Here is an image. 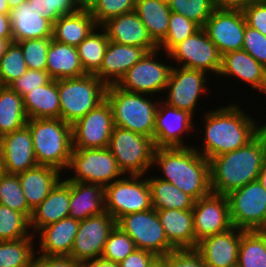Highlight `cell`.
I'll return each instance as SVG.
<instances>
[{
    "mask_svg": "<svg viewBox=\"0 0 266 267\" xmlns=\"http://www.w3.org/2000/svg\"><path fill=\"white\" fill-rule=\"evenodd\" d=\"M73 173L67 180L98 184L102 187L121 179L124 174L117 165L108 147L81 149L73 148L67 172Z\"/></svg>",
    "mask_w": 266,
    "mask_h": 267,
    "instance_id": "9",
    "label": "cell"
},
{
    "mask_svg": "<svg viewBox=\"0 0 266 267\" xmlns=\"http://www.w3.org/2000/svg\"><path fill=\"white\" fill-rule=\"evenodd\" d=\"M70 186L63 178L48 196L33 209L30 230L35 235L41 228L69 217Z\"/></svg>",
    "mask_w": 266,
    "mask_h": 267,
    "instance_id": "27",
    "label": "cell"
},
{
    "mask_svg": "<svg viewBox=\"0 0 266 267\" xmlns=\"http://www.w3.org/2000/svg\"><path fill=\"white\" fill-rule=\"evenodd\" d=\"M96 27L90 11L78 10L59 17L53 23L52 39L77 47Z\"/></svg>",
    "mask_w": 266,
    "mask_h": 267,
    "instance_id": "33",
    "label": "cell"
},
{
    "mask_svg": "<svg viewBox=\"0 0 266 267\" xmlns=\"http://www.w3.org/2000/svg\"><path fill=\"white\" fill-rule=\"evenodd\" d=\"M266 122V120H265ZM260 133L265 137L266 139V123L260 125Z\"/></svg>",
    "mask_w": 266,
    "mask_h": 267,
    "instance_id": "64",
    "label": "cell"
},
{
    "mask_svg": "<svg viewBox=\"0 0 266 267\" xmlns=\"http://www.w3.org/2000/svg\"><path fill=\"white\" fill-rule=\"evenodd\" d=\"M195 249L202 239L233 227L227 196L211 192L194 202L192 209Z\"/></svg>",
    "mask_w": 266,
    "mask_h": 267,
    "instance_id": "18",
    "label": "cell"
},
{
    "mask_svg": "<svg viewBox=\"0 0 266 267\" xmlns=\"http://www.w3.org/2000/svg\"><path fill=\"white\" fill-rule=\"evenodd\" d=\"M51 80L47 71L28 69L21 77L12 81L8 87L21 97L36 87L47 84Z\"/></svg>",
    "mask_w": 266,
    "mask_h": 267,
    "instance_id": "49",
    "label": "cell"
},
{
    "mask_svg": "<svg viewBox=\"0 0 266 267\" xmlns=\"http://www.w3.org/2000/svg\"><path fill=\"white\" fill-rule=\"evenodd\" d=\"M27 121L23 97L4 86L0 90V137L23 128Z\"/></svg>",
    "mask_w": 266,
    "mask_h": 267,
    "instance_id": "36",
    "label": "cell"
},
{
    "mask_svg": "<svg viewBox=\"0 0 266 267\" xmlns=\"http://www.w3.org/2000/svg\"><path fill=\"white\" fill-rule=\"evenodd\" d=\"M155 257L150 251L135 249L119 263V267H148Z\"/></svg>",
    "mask_w": 266,
    "mask_h": 267,
    "instance_id": "54",
    "label": "cell"
},
{
    "mask_svg": "<svg viewBox=\"0 0 266 267\" xmlns=\"http://www.w3.org/2000/svg\"><path fill=\"white\" fill-rule=\"evenodd\" d=\"M63 178L70 186V218L81 221L105 211L104 187L98 184L68 181L64 175Z\"/></svg>",
    "mask_w": 266,
    "mask_h": 267,
    "instance_id": "28",
    "label": "cell"
},
{
    "mask_svg": "<svg viewBox=\"0 0 266 267\" xmlns=\"http://www.w3.org/2000/svg\"><path fill=\"white\" fill-rule=\"evenodd\" d=\"M168 267H207L195 249L174 250L167 254Z\"/></svg>",
    "mask_w": 266,
    "mask_h": 267,
    "instance_id": "52",
    "label": "cell"
},
{
    "mask_svg": "<svg viewBox=\"0 0 266 267\" xmlns=\"http://www.w3.org/2000/svg\"><path fill=\"white\" fill-rule=\"evenodd\" d=\"M116 225L132 238L136 249L150 251L156 256H165L176 250L168 242L157 211L153 208L124 215Z\"/></svg>",
    "mask_w": 266,
    "mask_h": 267,
    "instance_id": "11",
    "label": "cell"
},
{
    "mask_svg": "<svg viewBox=\"0 0 266 267\" xmlns=\"http://www.w3.org/2000/svg\"><path fill=\"white\" fill-rule=\"evenodd\" d=\"M2 172V164H1V150H0V173Z\"/></svg>",
    "mask_w": 266,
    "mask_h": 267,
    "instance_id": "65",
    "label": "cell"
},
{
    "mask_svg": "<svg viewBox=\"0 0 266 267\" xmlns=\"http://www.w3.org/2000/svg\"><path fill=\"white\" fill-rule=\"evenodd\" d=\"M168 54L176 63L172 66L211 72L212 76H218L221 68L222 55L203 28L176 44Z\"/></svg>",
    "mask_w": 266,
    "mask_h": 267,
    "instance_id": "13",
    "label": "cell"
},
{
    "mask_svg": "<svg viewBox=\"0 0 266 267\" xmlns=\"http://www.w3.org/2000/svg\"><path fill=\"white\" fill-rule=\"evenodd\" d=\"M257 180L266 189V161L262 165V168L260 170V173L258 175V179Z\"/></svg>",
    "mask_w": 266,
    "mask_h": 267,
    "instance_id": "60",
    "label": "cell"
},
{
    "mask_svg": "<svg viewBox=\"0 0 266 267\" xmlns=\"http://www.w3.org/2000/svg\"><path fill=\"white\" fill-rule=\"evenodd\" d=\"M211 74H207L201 70L188 69L179 66H173L169 81L166 85L165 92L167 93L165 99L162 100L168 105L174 106L181 110H186L192 113L196 112L197 104L200 98L205 96L210 91L207 86ZM202 95V96H201Z\"/></svg>",
    "mask_w": 266,
    "mask_h": 267,
    "instance_id": "14",
    "label": "cell"
},
{
    "mask_svg": "<svg viewBox=\"0 0 266 267\" xmlns=\"http://www.w3.org/2000/svg\"><path fill=\"white\" fill-rule=\"evenodd\" d=\"M148 51L109 40L100 70L95 74L106 86L116 85Z\"/></svg>",
    "mask_w": 266,
    "mask_h": 267,
    "instance_id": "24",
    "label": "cell"
},
{
    "mask_svg": "<svg viewBox=\"0 0 266 267\" xmlns=\"http://www.w3.org/2000/svg\"><path fill=\"white\" fill-rule=\"evenodd\" d=\"M13 42L36 38H52L53 22L44 18L28 0L10 10Z\"/></svg>",
    "mask_w": 266,
    "mask_h": 267,
    "instance_id": "26",
    "label": "cell"
},
{
    "mask_svg": "<svg viewBox=\"0 0 266 267\" xmlns=\"http://www.w3.org/2000/svg\"><path fill=\"white\" fill-rule=\"evenodd\" d=\"M32 235L30 220L22 213L0 204V241H12Z\"/></svg>",
    "mask_w": 266,
    "mask_h": 267,
    "instance_id": "41",
    "label": "cell"
},
{
    "mask_svg": "<svg viewBox=\"0 0 266 267\" xmlns=\"http://www.w3.org/2000/svg\"><path fill=\"white\" fill-rule=\"evenodd\" d=\"M104 208L116 222L124 215L152 209L147 177L124 175L104 187Z\"/></svg>",
    "mask_w": 266,
    "mask_h": 267,
    "instance_id": "8",
    "label": "cell"
},
{
    "mask_svg": "<svg viewBox=\"0 0 266 267\" xmlns=\"http://www.w3.org/2000/svg\"><path fill=\"white\" fill-rule=\"evenodd\" d=\"M26 126L32 135L38 165L67 173L71 159L72 126L60 118L28 119Z\"/></svg>",
    "mask_w": 266,
    "mask_h": 267,
    "instance_id": "4",
    "label": "cell"
},
{
    "mask_svg": "<svg viewBox=\"0 0 266 267\" xmlns=\"http://www.w3.org/2000/svg\"><path fill=\"white\" fill-rule=\"evenodd\" d=\"M0 38L13 40L12 28L9 14L0 13Z\"/></svg>",
    "mask_w": 266,
    "mask_h": 267,
    "instance_id": "56",
    "label": "cell"
},
{
    "mask_svg": "<svg viewBox=\"0 0 266 267\" xmlns=\"http://www.w3.org/2000/svg\"><path fill=\"white\" fill-rule=\"evenodd\" d=\"M253 1L255 0H211L214 9L241 11H243Z\"/></svg>",
    "mask_w": 266,
    "mask_h": 267,
    "instance_id": "55",
    "label": "cell"
},
{
    "mask_svg": "<svg viewBox=\"0 0 266 267\" xmlns=\"http://www.w3.org/2000/svg\"><path fill=\"white\" fill-rule=\"evenodd\" d=\"M235 103L205 111L202 146L192 145L208 161L246 146L260 133L259 121ZM202 148V149H201Z\"/></svg>",
    "mask_w": 266,
    "mask_h": 267,
    "instance_id": "1",
    "label": "cell"
},
{
    "mask_svg": "<svg viewBox=\"0 0 266 267\" xmlns=\"http://www.w3.org/2000/svg\"><path fill=\"white\" fill-rule=\"evenodd\" d=\"M11 42H13V40H7V39H1L0 38V60L3 57V55L5 54L8 46L10 45Z\"/></svg>",
    "mask_w": 266,
    "mask_h": 267,
    "instance_id": "61",
    "label": "cell"
},
{
    "mask_svg": "<svg viewBox=\"0 0 266 267\" xmlns=\"http://www.w3.org/2000/svg\"><path fill=\"white\" fill-rule=\"evenodd\" d=\"M38 256V257H37ZM33 267H83L70 256L36 255Z\"/></svg>",
    "mask_w": 266,
    "mask_h": 267,
    "instance_id": "53",
    "label": "cell"
},
{
    "mask_svg": "<svg viewBox=\"0 0 266 267\" xmlns=\"http://www.w3.org/2000/svg\"><path fill=\"white\" fill-rule=\"evenodd\" d=\"M28 70L22 48L11 42L0 60V78L4 86L21 77Z\"/></svg>",
    "mask_w": 266,
    "mask_h": 267,
    "instance_id": "43",
    "label": "cell"
},
{
    "mask_svg": "<svg viewBox=\"0 0 266 267\" xmlns=\"http://www.w3.org/2000/svg\"><path fill=\"white\" fill-rule=\"evenodd\" d=\"M201 27L185 16L171 12L166 37L158 49L168 53L176 44L197 32Z\"/></svg>",
    "mask_w": 266,
    "mask_h": 267,
    "instance_id": "42",
    "label": "cell"
},
{
    "mask_svg": "<svg viewBox=\"0 0 266 267\" xmlns=\"http://www.w3.org/2000/svg\"><path fill=\"white\" fill-rule=\"evenodd\" d=\"M168 242L176 249H195L192 209L156 210Z\"/></svg>",
    "mask_w": 266,
    "mask_h": 267,
    "instance_id": "30",
    "label": "cell"
},
{
    "mask_svg": "<svg viewBox=\"0 0 266 267\" xmlns=\"http://www.w3.org/2000/svg\"><path fill=\"white\" fill-rule=\"evenodd\" d=\"M4 87L2 81H1V78H0V90Z\"/></svg>",
    "mask_w": 266,
    "mask_h": 267,
    "instance_id": "66",
    "label": "cell"
},
{
    "mask_svg": "<svg viewBox=\"0 0 266 267\" xmlns=\"http://www.w3.org/2000/svg\"><path fill=\"white\" fill-rule=\"evenodd\" d=\"M246 20L241 10L214 9L202 27L221 55L242 50Z\"/></svg>",
    "mask_w": 266,
    "mask_h": 267,
    "instance_id": "19",
    "label": "cell"
},
{
    "mask_svg": "<svg viewBox=\"0 0 266 267\" xmlns=\"http://www.w3.org/2000/svg\"><path fill=\"white\" fill-rule=\"evenodd\" d=\"M135 12L158 45L167 34L171 10L168 0H136Z\"/></svg>",
    "mask_w": 266,
    "mask_h": 267,
    "instance_id": "34",
    "label": "cell"
},
{
    "mask_svg": "<svg viewBox=\"0 0 266 267\" xmlns=\"http://www.w3.org/2000/svg\"><path fill=\"white\" fill-rule=\"evenodd\" d=\"M261 230L262 231H266V225Z\"/></svg>",
    "mask_w": 266,
    "mask_h": 267,
    "instance_id": "67",
    "label": "cell"
},
{
    "mask_svg": "<svg viewBox=\"0 0 266 267\" xmlns=\"http://www.w3.org/2000/svg\"><path fill=\"white\" fill-rule=\"evenodd\" d=\"M240 242L241 229L233 226L202 239L195 250L207 267H237Z\"/></svg>",
    "mask_w": 266,
    "mask_h": 267,
    "instance_id": "21",
    "label": "cell"
},
{
    "mask_svg": "<svg viewBox=\"0 0 266 267\" xmlns=\"http://www.w3.org/2000/svg\"><path fill=\"white\" fill-rule=\"evenodd\" d=\"M243 50L248 52L256 61L266 68V36L256 29L246 25Z\"/></svg>",
    "mask_w": 266,
    "mask_h": 267,
    "instance_id": "50",
    "label": "cell"
},
{
    "mask_svg": "<svg viewBox=\"0 0 266 267\" xmlns=\"http://www.w3.org/2000/svg\"><path fill=\"white\" fill-rule=\"evenodd\" d=\"M194 115L159 101L155 114L153 141L156 148L189 147L184 135L195 131ZM185 133V134H184Z\"/></svg>",
    "mask_w": 266,
    "mask_h": 267,
    "instance_id": "17",
    "label": "cell"
},
{
    "mask_svg": "<svg viewBox=\"0 0 266 267\" xmlns=\"http://www.w3.org/2000/svg\"><path fill=\"white\" fill-rule=\"evenodd\" d=\"M46 71L53 80L78 78L87 74L78 56L77 47L53 39L47 54Z\"/></svg>",
    "mask_w": 266,
    "mask_h": 267,
    "instance_id": "31",
    "label": "cell"
},
{
    "mask_svg": "<svg viewBox=\"0 0 266 267\" xmlns=\"http://www.w3.org/2000/svg\"><path fill=\"white\" fill-rule=\"evenodd\" d=\"M108 149L124 175H145L153 171L156 147L152 138L114 126Z\"/></svg>",
    "mask_w": 266,
    "mask_h": 267,
    "instance_id": "7",
    "label": "cell"
},
{
    "mask_svg": "<svg viewBox=\"0 0 266 267\" xmlns=\"http://www.w3.org/2000/svg\"><path fill=\"white\" fill-rule=\"evenodd\" d=\"M0 13L10 14V8L8 6L7 0H0Z\"/></svg>",
    "mask_w": 266,
    "mask_h": 267,
    "instance_id": "62",
    "label": "cell"
},
{
    "mask_svg": "<svg viewBox=\"0 0 266 267\" xmlns=\"http://www.w3.org/2000/svg\"><path fill=\"white\" fill-rule=\"evenodd\" d=\"M149 174L150 173H148L149 178L147 177V180L151 191L153 209H193L195 200L191 196L170 182L157 178L156 176L158 174L155 176L151 174L153 177H150Z\"/></svg>",
    "mask_w": 266,
    "mask_h": 267,
    "instance_id": "35",
    "label": "cell"
},
{
    "mask_svg": "<svg viewBox=\"0 0 266 267\" xmlns=\"http://www.w3.org/2000/svg\"><path fill=\"white\" fill-rule=\"evenodd\" d=\"M246 24L266 36V0H255L244 10Z\"/></svg>",
    "mask_w": 266,
    "mask_h": 267,
    "instance_id": "51",
    "label": "cell"
},
{
    "mask_svg": "<svg viewBox=\"0 0 266 267\" xmlns=\"http://www.w3.org/2000/svg\"><path fill=\"white\" fill-rule=\"evenodd\" d=\"M152 167L160 169L157 178L175 185L195 201L212 192L210 163L193 146L156 148Z\"/></svg>",
    "mask_w": 266,
    "mask_h": 267,
    "instance_id": "2",
    "label": "cell"
},
{
    "mask_svg": "<svg viewBox=\"0 0 266 267\" xmlns=\"http://www.w3.org/2000/svg\"><path fill=\"white\" fill-rule=\"evenodd\" d=\"M56 168L36 165L29 170L18 173V178L28 206L36 208L63 178Z\"/></svg>",
    "mask_w": 266,
    "mask_h": 267,
    "instance_id": "29",
    "label": "cell"
},
{
    "mask_svg": "<svg viewBox=\"0 0 266 267\" xmlns=\"http://www.w3.org/2000/svg\"><path fill=\"white\" fill-rule=\"evenodd\" d=\"M162 52L160 49L147 52L123 75L116 86L132 93L151 94V96L155 94L159 96L157 93L164 94L173 66H171L168 53L163 52L165 60L167 62L169 60L170 64L159 59V55L163 54Z\"/></svg>",
    "mask_w": 266,
    "mask_h": 267,
    "instance_id": "10",
    "label": "cell"
},
{
    "mask_svg": "<svg viewBox=\"0 0 266 267\" xmlns=\"http://www.w3.org/2000/svg\"><path fill=\"white\" fill-rule=\"evenodd\" d=\"M106 89L94 74L58 79L60 119L72 125L105 100Z\"/></svg>",
    "mask_w": 266,
    "mask_h": 267,
    "instance_id": "6",
    "label": "cell"
},
{
    "mask_svg": "<svg viewBox=\"0 0 266 267\" xmlns=\"http://www.w3.org/2000/svg\"><path fill=\"white\" fill-rule=\"evenodd\" d=\"M100 27L112 42L145 48L148 52L158 49L135 11L113 17Z\"/></svg>",
    "mask_w": 266,
    "mask_h": 267,
    "instance_id": "23",
    "label": "cell"
},
{
    "mask_svg": "<svg viewBox=\"0 0 266 267\" xmlns=\"http://www.w3.org/2000/svg\"><path fill=\"white\" fill-rule=\"evenodd\" d=\"M83 267H119L118 263L99 257L87 262Z\"/></svg>",
    "mask_w": 266,
    "mask_h": 267,
    "instance_id": "57",
    "label": "cell"
},
{
    "mask_svg": "<svg viewBox=\"0 0 266 267\" xmlns=\"http://www.w3.org/2000/svg\"><path fill=\"white\" fill-rule=\"evenodd\" d=\"M52 38H36L17 42L30 70L46 71L47 54Z\"/></svg>",
    "mask_w": 266,
    "mask_h": 267,
    "instance_id": "46",
    "label": "cell"
},
{
    "mask_svg": "<svg viewBox=\"0 0 266 267\" xmlns=\"http://www.w3.org/2000/svg\"><path fill=\"white\" fill-rule=\"evenodd\" d=\"M135 249L132 238L115 225L107 238L101 257L119 264Z\"/></svg>",
    "mask_w": 266,
    "mask_h": 267,
    "instance_id": "44",
    "label": "cell"
},
{
    "mask_svg": "<svg viewBox=\"0 0 266 267\" xmlns=\"http://www.w3.org/2000/svg\"><path fill=\"white\" fill-rule=\"evenodd\" d=\"M237 267H266V231L241 229Z\"/></svg>",
    "mask_w": 266,
    "mask_h": 267,
    "instance_id": "38",
    "label": "cell"
},
{
    "mask_svg": "<svg viewBox=\"0 0 266 267\" xmlns=\"http://www.w3.org/2000/svg\"><path fill=\"white\" fill-rule=\"evenodd\" d=\"M218 76L242 80L255 92L266 95V68L243 49L222 55Z\"/></svg>",
    "mask_w": 266,
    "mask_h": 267,
    "instance_id": "22",
    "label": "cell"
},
{
    "mask_svg": "<svg viewBox=\"0 0 266 267\" xmlns=\"http://www.w3.org/2000/svg\"><path fill=\"white\" fill-rule=\"evenodd\" d=\"M108 43L106 32L98 26L77 46L78 56L87 74L95 75L100 70Z\"/></svg>",
    "mask_w": 266,
    "mask_h": 267,
    "instance_id": "37",
    "label": "cell"
},
{
    "mask_svg": "<svg viewBox=\"0 0 266 267\" xmlns=\"http://www.w3.org/2000/svg\"><path fill=\"white\" fill-rule=\"evenodd\" d=\"M0 204L24 214L29 220L33 210L28 206L17 174L0 173Z\"/></svg>",
    "mask_w": 266,
    "mask_h": 267,
    "instance_id": "40",
    "label": "cell"
},
{
    "mask_svg": "<svg viewBox=\"0 0 266 267\" xmlns=\"http://www.w3.org/2000/svg\"><path fill=\"white\" fill-rule=\"evenodd\" d=\"M44 18L53 23L61 16L78 11L75 0H28Z\"/></svg>",
    "mask_w": 266,
    "mask_h": 267,
    "instance_id": "48",
    "label": "cell"
},
{
    "mask_svg": "<svg viewBox=\"0 0 266 267\" xmlns=\"http://www.w3.org/2000/svg\"><path fill=\"white\" fill-rule=\"evenodd\" d=\"M28 119L60 118L58 80L36 87L23 96Z\"/></svg>",
    "mask_w": 266,
    "mask_h": 267,
    "instance_id": "32",
    "label": "cell"
},
{
    "mask_svg": "<svg viewBox=\"0 0 266 267\" xmlns=\"http://www.w3.org/2000/svg\"><path fill=\"white\" fill-rule=\"evenodd\" d=\"M98 0H75L78 10L91 11Z\"/></svg>",
    "mask_w": 266,
    "mask_h": 267,
    "instance_id": "58",
    "label": "cell"
},
{
    "mask_svg": "<svg viewBox=\"0 0 266 267\" xmlns=\"http://www.w3.org/2000/svg\"><path fill=\"white\" fill-rule=\"evenodd\" d=\"M151 97L153 95L124 91L116 85L107 86L105 99L110 104L114 125L153 139L160 100Z\"/></svg>",
    "mask_w": 266,
    "mask_h": 267,
    "instance_id": "5",
    "label": "cell"
},
{
    "mask_svg": "<svg viewBox=\"0 0 266 267\" xmlns=\"http://www.w3.org/2000/svg\"><path fill=\"white\" fill-rule=\"evenodd\" d=\"M170 10L194 21L201 28L214 8L211 0H168Z\"/></svg>",
    "mask_w": 266,
    "mask_h": 267,
    "instance_id": "45",
    "label": "cell"
},
{
    "mask_svg": "<svg viewBox=\"0 0 266 267\" xmlns=\"http://www.w3.org/2000/svg\"><path fill=\"white\" fill-rule=\"evenodd\" d=\"M80 221L67 217L41 228L35 237L39 243L36 255L69 256Z\"/></svg>",
    "mask_w": 266,
    "mask_h": 267,
    "instance_id": "25",
    "label": "cell"
},
{
    "mask_svg": "<svg viewBox=\"0 0 266 267\" xmlns=\"http://www.w3.org/2000/svg\"><path fill=\"white\" fill-rule=\"evenodd\" d=\"M226 196L233 226L243 230H261L266 225V189L258 180Z\"/></svg>",
    "mask_w": 266,
    "mask_h": 267,
    "instance_id": "12",
    "label": "cell"
},
{
    "mask_svg": "<svg viewBox=\"0 0 266 267\" xmlns=\"http://www.w3.org/2000/svg\"><path fill=\"white\" fill-rule=\"evenodd\" d=\"M71 126L73 148L108 147L115 126L110 104L105 99Z\"/></svg>",
    "mask_w": 266,
    "mask_h": 267,
    "instance_id": "16",
    "label": "cell"
},
{
    "mask_svg": "<svg viewBox=\"0 0 266 267\" xmlns=\"http://www.w3.org/2000/svg\"><path fill=\"white\" fill-rule=\"evenodd\" d=\"M25 1L27 0H7L10 10L15 9L17 6L21 5Z\"/></svg>",
    "mask_w": 266,
    "mask_h": 267,
    "instance_id": "63",
    "label": "cell"
},
{
    "mask_svg": "<svg viewBox=\"0 0 266 267\" xmlns=\"http://www.w3.org/2000/svg\"><path fill=\"white\" fill-rule=\"evenodd\" d=\"M148 267H168L167 266V255L156 256Z\"/></svg>",
    "mask_w": 266,
    "mask_h": 267,
    "instance_id": "59",
    "label": "cell"
},
{
    "mask_svg": "<svg viewBox=\"0 0 266 267\" xmlns=\"http://www.w3.org/2000/svg\"><path fill=\"white\" fill-rule=\"evenodd\" d=\"M136 0H98L90 11L97 26H101L107 20L135 11Z\"/></svg>",
    "mask_w": 266,
    "mask_h": 267,
    "instance_id": "47",
    "label": "cell"
},
{
    "mask_svg": "<svg viewBox=\"0 0 266 267\" xmlns=\"http://www.w3.org/2000/svg\"><path fill=\"white\" fill-rule=\"evenodd\" d=\"M35 235L0 241V267H33L36 257Z\"/></svg>",
    "mask_w": 266,
    "mask_h": 267,
    "instance_id": "39",
    "label": "cell"
},
{
    "mask_svg": "<svg viewBox=\"0 0 266 267\" xmlns=\"http://www.w3.org/2000/svg\"><path fill=\"white\" fill-rule=\"evenodd\" d=\"M265 161L266 139L259 133L246 146L209 160L211 191L226 196L256 181Z\"/></svg>",
    "mask_w": 266,
    "mask_h": 267,
    "instance_id": "3",
    "label": "cell"
},
{
    "mask_svg": "<svg viewBox=\"0 0 266 267\" xmlns=\"http://www.w3.org/2000/svg\"><path fill=\"white\" fill-rule=\"evenodd\" d=\"M2 171L18 174L38 165L27 126L0 137Z\"/></svg>",
    "mask_w": 266,
    "mask_h": 267,
    "instance_id": "20",
    "label": "cell"
},
{
    "mask_svg": "<svg viewBox=\"0 0 266 267\" xmlns=\"http://www.w3.org/2000/svg\"><path fill=\"white\" fill-rule=\"evenodd\" d=\"M115 219L106 211L80 221L70 257L80 265L101 257Z\"/></svg>",
    "mask_w": 266,
    "mask_h": 267,
    "instance_id": "15",
    "label": "cell"
}]
</instances>
